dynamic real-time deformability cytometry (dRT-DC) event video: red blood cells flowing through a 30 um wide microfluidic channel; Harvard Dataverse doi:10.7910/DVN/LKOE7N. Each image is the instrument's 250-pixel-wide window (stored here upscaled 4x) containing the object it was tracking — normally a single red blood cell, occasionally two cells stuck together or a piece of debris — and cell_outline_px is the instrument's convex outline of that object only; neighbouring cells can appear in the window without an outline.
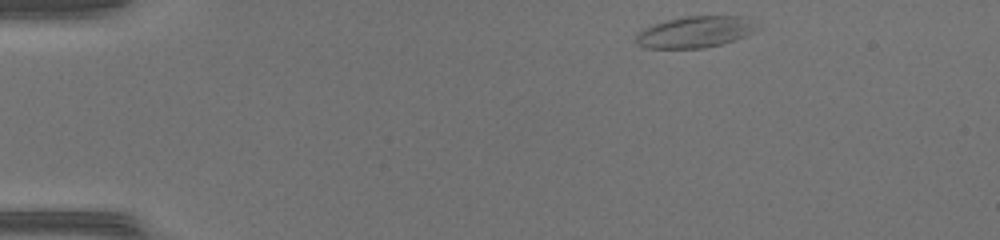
{"species": "common noctule bat (a hibernating species)", "species_latin": "Nyctalus noctula", "temperature_condition": "warm", "stored_images_in_passage": 42, "camera_frame_rate_fps": 3000, "um_per_image_px": 0.085, "animal": {"sex": "female", "body_mass_g": 17.0, "forearm_length_mm": 48.0}, "frame": {"image": 1, "passage_image": 1, "time_ms": 0.0, "image_size_px": [1000, 240], "cell_outline_px": [[764, 28], [748, 36], [736, 40], [704, 48], [644, 48], [636, 44], [636, 32], [644, 28], [668, 20], [684, 16], [740, 16]], "centroid_in_image_um": [59.13, 2.72], "position_along_channel_um": 25.9, "area_um2": 22.37}}
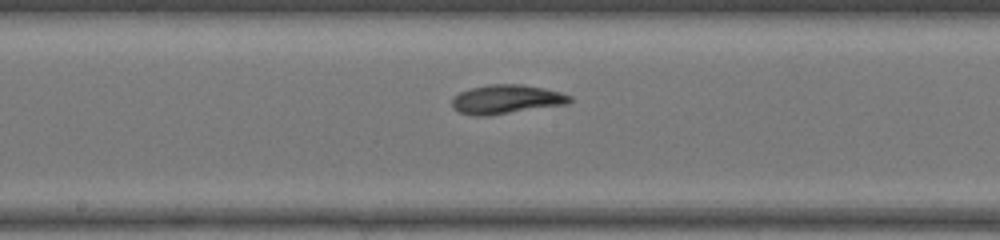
{"frame": {"image": 2, "passage_image": 20, "time_ms": 6.333, "image_size_px": [1000, 240], "cell_outline_px": [[572, 100], [568, 104], [488, 116], [476, 116], [460, 112], [452, 108], [452, 96], [460, 92], [472, 88], [492, 84], [520, 84], [544, 88], [560, 92], [572, 96]], "centroid_in_image_um": [43.04, 8.45], "position_along_channel_um": 205.2, "area_um2": 20.0}}
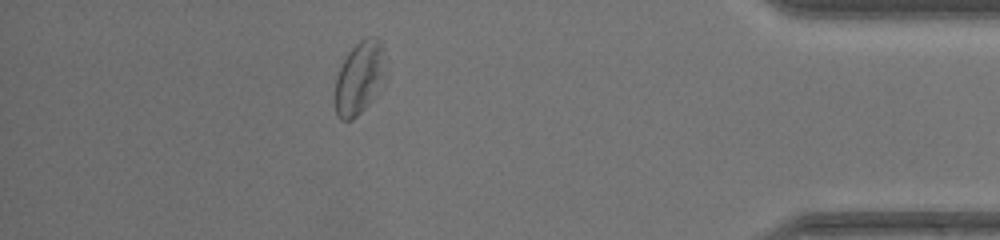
{"frame": {"image": 3, "passage_image": 37, "time_ms": 12.0, "image_size_px": [1000, 240], "cell_outline_px": [[388, 76], [380, 92], [352, 120], [340, 120], [336, 116], [332, 100], [336, 76], [348, 52], [360, 40], [368, 36], [376, 36], [380, 40], [388, 72]], "centroid_in_image_um": [30.56, 6.65], "position_along_channel_um": 404.6, "area_um2": 22.54}, "authors_computed_cell_mechanics": {"area_um2": 20.4034, "velocity_mm_per_s": 4.2342, "shape_relaxation_time_tau1_ms": 5.3185, "shape_relaxation_time_tau2_ms": 5.0215, "deformation_change_tau1": 0.195, "deformation_change_tau2": 0.1129}}